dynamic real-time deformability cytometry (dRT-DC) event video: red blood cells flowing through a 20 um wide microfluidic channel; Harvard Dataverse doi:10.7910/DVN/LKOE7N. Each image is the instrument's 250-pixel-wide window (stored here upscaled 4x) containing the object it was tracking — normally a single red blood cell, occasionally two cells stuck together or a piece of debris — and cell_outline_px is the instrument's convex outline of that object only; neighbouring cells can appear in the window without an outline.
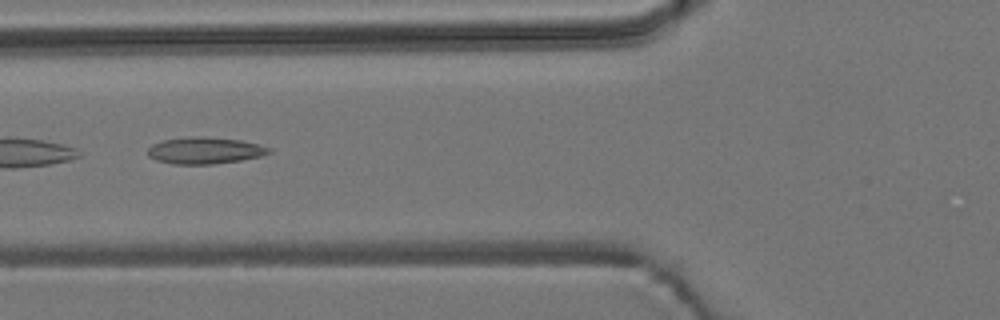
{"species": "common noctule bat (a hibernating species)", "species_latin": "Nyctalus noctula", "temperature_condition": "room temperature", "stored_images_in_passage": 7, "camera_frame_rate_fps": 3000, "um_per_image_px": 0.085, "animal": {"sex": "male", "body_mass_g": 19.2, "forearm_length_mm": 51.8}, "frame": {"image": 1, "passage_image": 5, "time_ms": 1.333, "image_size_px": [1000, 320], "cell_outline_px": [[272, 152], [260, 156], [240, 160], [212, 164], [172, 164], [156, 160], [148, 156], [148, 148], [152, 144], [164, 140], [192, 136], [204, 136], [240, 140], [260, 144], [272, 148]], "centroid_in_image_um": [17.42, 12.79], "position_along_channel_um": 108.4, "area_um2": 18.9}}
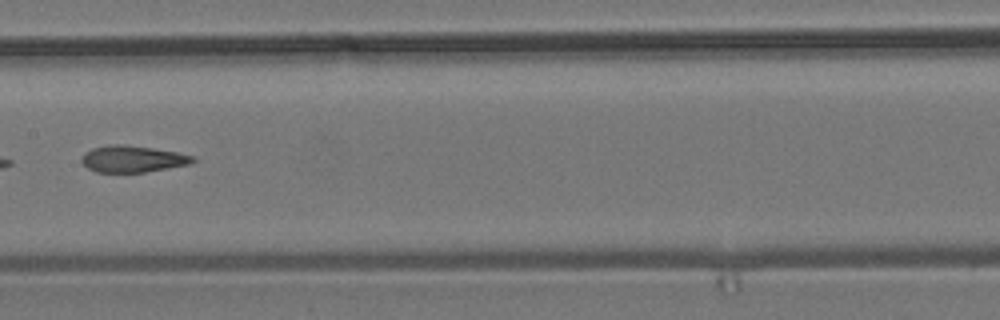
{"frame": {"image": 2, "passage_image": 7, "time_ms": 2.0, "image_size_px": [1000, 320], "cell_outline_px": [[196, 160], [188, 164], [168, 168], [144, 172], [96, 172], [88, 168], [80, 160], [84, 152], [92, 148], [108, 144], [120, 144], [152, 148], [176, 152], [196, 156]], "centroid_in_image_um": [11.25, 13.5], "position_along_channel_um": 196.2, "area_um2": 17.22}}